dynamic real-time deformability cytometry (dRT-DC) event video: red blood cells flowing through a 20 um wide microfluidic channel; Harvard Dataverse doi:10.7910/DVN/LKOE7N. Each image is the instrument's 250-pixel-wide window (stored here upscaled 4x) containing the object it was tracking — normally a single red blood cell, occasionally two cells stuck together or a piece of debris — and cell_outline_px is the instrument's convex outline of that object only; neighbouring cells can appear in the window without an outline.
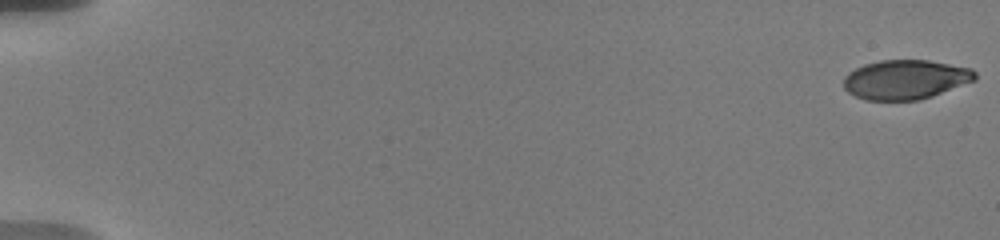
{"species": "human", "species_latin": "Homo sapiens", "temperature_condition": "warm", "stored_images_in_passage": 40, "camera_frame_rate_fps": 3000, "um_per_image_px": 0.085, "donor": {"sex": "male"}, "frame": {"image": 1, "passage_image": 1, "time_ms": 0.0, "image_size_px": [1000, 240], "cell_outline_px": [[976, 80], [932, 96], [920, 100], [864, 100], [848, 92], [844, 88], [844, 76], [848, 72], [864, 64], [880, 60], [928, 60], [972, 68], [976, 72]], "centroid_in_image_um": [76.97, 6.76], "position_along_channel_um": 8.0, "area_um2": 30.29}}
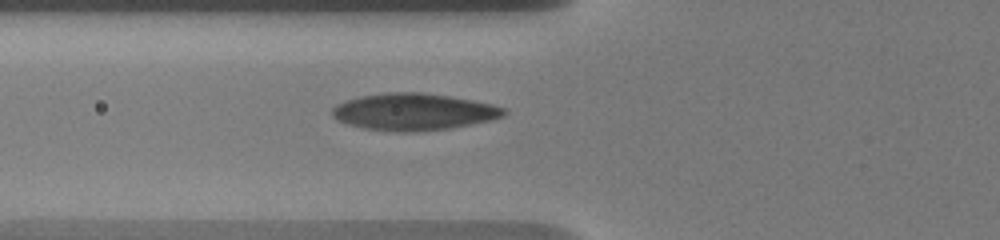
{"frame": {"image": 2, "passage_image": 16, "time_ms": 7.333, "image_size_px": [1000, 240], "cell_outline_px": [[508, 112], [504, 116], [492, 120], [472, 124], [448, 128], [404, 132], [364, 128], [348, 124], [336, 120], [332, 116], [332, 108], [336, 104], [344, 100], [360, 96], [388, 92], [424, 92], [452, 96], [492, 104], [508, 108]], "centroid_in_image_um": [35.18, 9.48], "position_along_channel_um": 90.6, "area_um2": 37.05}}
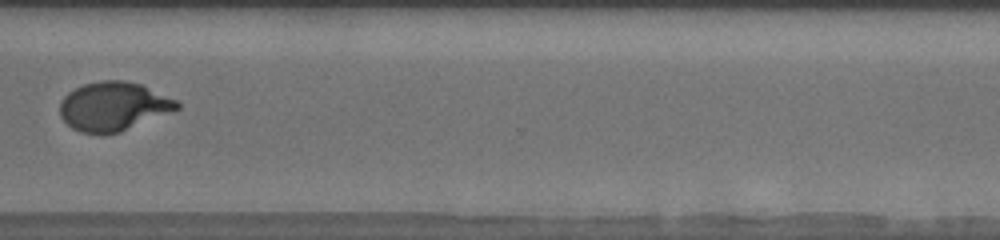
{"frame": {"image": 3, "passage_image": 31, "time_ms": 14.667, "image_size_px": [1000, 240], "cell_outline_px": [[180, 108], [120, 132], [80, 132], [72, 128], [60, 116], [60, 100], [68, 92], [84, 84], [100, 80], [124, 80], [140, 84], [176, 100], [180, 104]], "centroid_in_image_um": [9.62, 9.02], "position_along_channel_um": 361.0, "area_um2": 32.83}, "authors_computed_cell_mechanics": {"area_um2": 33.2061, "velocity_mm_per_s": 3.6808, "shape_relaxation_time_tau1_ms": 5.4558, "shape_relaxation_time_tau2_ms": null, "deformation_change_tau1": 0.236, "deformation_change_tau2": null}}